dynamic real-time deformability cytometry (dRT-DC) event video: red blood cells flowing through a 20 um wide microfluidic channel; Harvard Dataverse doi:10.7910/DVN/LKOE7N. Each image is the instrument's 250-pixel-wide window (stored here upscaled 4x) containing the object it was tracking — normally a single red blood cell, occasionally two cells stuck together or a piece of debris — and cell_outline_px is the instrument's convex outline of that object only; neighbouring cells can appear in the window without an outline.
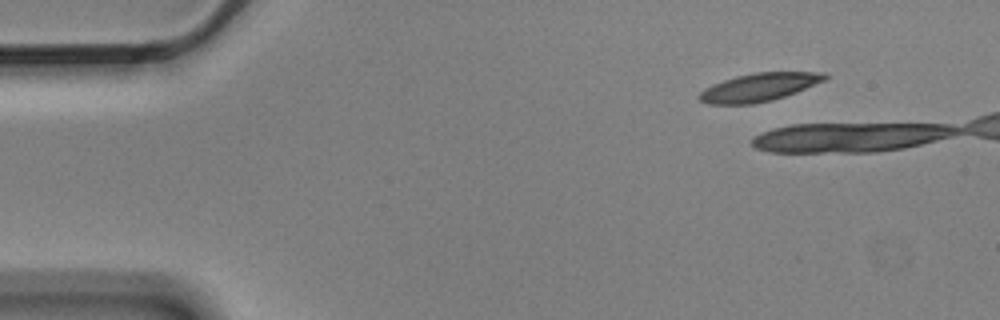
{"species": "Egyptian fruit bat (a non-hibernating species)", "species_latin": "Rousettus aegyptiacus", "temperature_condition": "cold", "stored_images_in_passage": 3, "segment_of_instrument_passage": [2, 2], "camera_frame_rate_fps": 3000, "um_per_image_px": 0.085, "animal": {"sex": "male"}, "frame": {"image": 1, "passage_image": 3, "time_ms": 0.667, "image_size_px": [1000, 320], "cell_outline_px": [[828, 76], [824, 80], [796, 92], [772, 100], [752, 104], [708, 104], [700, 100], [696, 96], [704, 88], [712, 84], [736, 76], [756, 72], [824, 72]], "centroid_in_image_um": [64.47, 7.42], "position_along_channel_um": 20.5, "area_um2": 20.46}}